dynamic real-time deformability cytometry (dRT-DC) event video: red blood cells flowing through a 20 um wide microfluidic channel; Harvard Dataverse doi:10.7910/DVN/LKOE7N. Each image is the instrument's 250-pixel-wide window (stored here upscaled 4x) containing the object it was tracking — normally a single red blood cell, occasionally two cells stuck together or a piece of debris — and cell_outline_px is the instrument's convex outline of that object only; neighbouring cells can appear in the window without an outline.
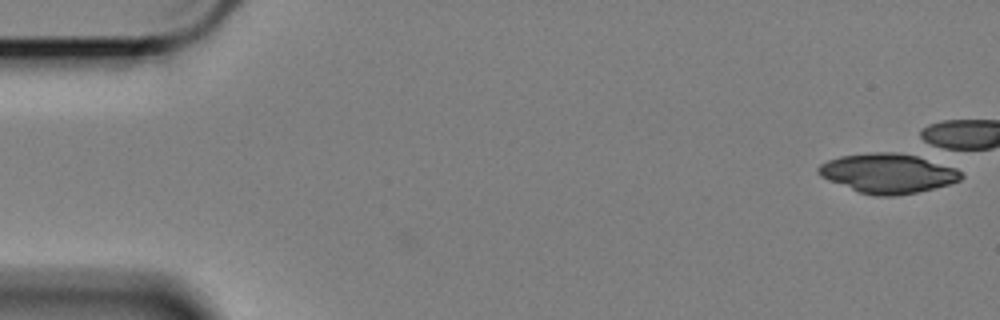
{"species": "Egyptian fruit bat (a non-hibernating species)", "species_latin": "Rousettus aegyptiacus", "temperature_condition": "cold", "stored_images_in_passage": 1, "camera_frame_rate_fps": 3000, "um_per_image_px": 0.085, "animal": {"sex": "female"}, "frame": {"image": 1, "passage_image": 1, "time_ms": 0.0, "image_size_px": [1000, 320], "cell_outline_px": [[964, 176], [960, 180], [948, 184], [916, 192], [896, 196], [876, 196], [860, 192], [828, 180], [820, 176], [816, 172], [816, 168], [820, 164], [828, 160], [840, 156], [872, 152], [896, 152], [916, 156], [948, 164], [956, 168]], "centroid_in_image_um": [75.46, 14.72], "position_along_channel_um": 9.5, "area_um2": 32.89}}